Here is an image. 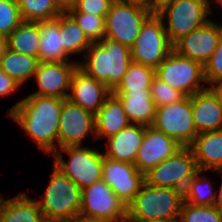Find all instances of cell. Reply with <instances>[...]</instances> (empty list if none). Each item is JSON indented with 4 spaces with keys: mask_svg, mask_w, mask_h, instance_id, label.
<instances>
[{
    "mask_svg": "<svg viewBox=\"0 0 222 222\" xmlns=\"http://www.w3.org/2000/svg\"><path fill=\"white\" fill-rule=\"evenodd\" d=\"M38 24L40 29L39 62H75L69 61L70 55L62 45L60 15L53 19L38 21Z\"/></svg>",
    "mask_w": 222,
    "mask_h": 222,
    "instance_id": "cell-23",
    "label": "cell"
},
{
    "mask_svg": "<svg viewBox=\"0 0 222 222\" xmlns=\"http://www.w3.org/2000/svg\"><path fill=\"white\" fill-rule=\"evenodd\" d=\"M193 151L182 147L173 156L143 173L148 186L174 188L184 192L189 181L199 172Z\"/></svg>",
    "mask_w": 222,
    "mask_h": 222,
    "instance_id": "cell-8",
    "label": "cell"
},
{
    "mask_svg": "<svg viewBox=\"0 0 222 222\" xmlns=\"http://www.w3.org/2000/svg\"><path fill=\"white\" fill-rule=\"evenodd\" d=\"M212 1L215 2V3H219L220 6L222 5V0H211V4H212Z\"/></svg>",
    "mask_w": 222,
    "mask_h": 222,
    "instance_id": "cell-45",
    "label": "cell"
},
{
    "mask_svg": "<svg viewBox=\"0 0 222 222\" xmlns=\"http://www.w3.org/2000/svg\"><path fill=\"white\" fill-rule=\"evenodd\" d=\"M183 201L184 196L181 190L148 186L143 183L139 193L127 205L126 221L178 220Z\"/></svg>",
    "mask_w": 222,
    "mask_h": 222,
    "instance_id": "cell-3",
    "label": "cell"
},
{
    "mask_svg": "<svg viewBox=\"0 0 222 222\" xmlns=\"http://www.w3.org/2000/svg\"><path fill=\"white\" fill-rule=\"evenodd\" d=\"M121 102L130 123L152 126L155 120L156 107L150 89L137 91H113Z\"/></svg>",
    "mask_w": 222,
    "mask_h": 222,
    "instance_id": "cell-21",
    "label": "cell"
},
{
    "mask_svg": "<svg viewBox=\"0 0 222 222\" xmlns=\"http://www.w3.org/2000/svg\"><path fill=\"white\" fill-rule=\"evenodd\" d=\"M21 85L16 82L13 78L9 77L1 68H0V97L9 96L14 93L16 90H19Z\"/></svg>",
    "mask_w": 222,
    "mask_h": 222,
    "instance_id": "cell-38",
    "label": "cell"
},
{
    "mask_svg": "<svg viewBox=\"0 0 222 222\" xmlns=\"http://www.w3.org/2000/svg\"><path fill=\"white\" fill-rule=\"evenodd\" d=\"M68 98L74 104L96 114L112 93L105 84L87 75L79 67L73 73Z\"/></svg>",
    "mask_w": 222,
    "mask_h": 222,
    "instance_id": "cell-18",
    "label": "cell"
},
{
    "mask_svg": "<svg viewBox=\"0 0 222 222\" xmlns=\"http://www.w3.org/2000/svg\"><path fill=\"white\" fill-rule=\"evenodd\" d=\"M114 0H75L67 13H90L106 18Z\"/></svg>",
    "mask_w": 222,
    "mask_h": 222,
    "instance_id": "cell-36",
    "label": "cell"
},
{
    "mask_svg": "<svg viewBox=\"0 0 222 222\" xmlns=\"http://www.w3.org/2000/svg\"><path fill=\"white\" fill-rule=\"evenodd\" d=\"M0 222H46L36 199L26 193L0 202Z\"/></svg>",
    "mask_w": 222,
    "mask_h": 222,
    "instance_id": "cell-25",
    "label": "cell"
},
{
    "mask_svg": "<svg viewBox=\"0 0 222 222\" xmlns=\"http://www.w3.org/2000/svg\"><path fill=\"white\" fill-rule=\"evenodd\" d=\"M83 30L86 37L96 43L105 37V18L90 13H68Z\"/></svg>",
    "mask_w": 222,
    "mask_h": 222,
    "instance_id": "cell-33",
    "label": "cell"
},
{
    "mask_svg": "<svg viewBox=\"0 0 222 222\" xmlns=\"http://www.w3.org/2000/svg\"><path fill=\"white\" fill-rule=\"evenodd\" d=\"M150 90L156 108L178 102L186 96L181 91L171 87L156 76L153 78Z\"/></svg>",
    "mask_w": 222,
    "mask_h": 222,
    "instance_id": "cell-35",
    "label": "cell"
},
{
    "mask_svg": "<svg viewBox=\"0 0 222 222\" xmlns=\"http://www.w3.org/2000/svg\"><path fill=\"white\" fill-rule=\"evenodd\" d=\"M78 62H39L34 73L39 90L30 95L68 98L71 79Z\"/></svg>",
    "mask_w": 222,
    "mask_h": 222,
    "instance_id": "cell-16",
    "label": "cell"
},
{
    "mask_svg": "<svg viewBox=\"0 0 222 222\" xmlns=\"http://www.w3.org/2000/svg\"><path fill=\"white\" fill-rule=\"evenodd\" d=\"M60 35H62V45L64 50L72 56L80 54L90 47L92 42L86 37L83 30L77 25L75 20L66 12L60 14Z\"/></svg>",
    "mask_w": 222,
    "mask_h": 222,
    "instance_id": "cell-28",
    "label": "cell"
},
{
    "mask_svg": "<svg viewBox=\"0 0 222 222\" xmlns=\"http://www.w3.org/2000/svg\"><path fill=\"white\" fill-rule=\"evenodd\" d=\"M58 127V149L66 146L82 145L84 138L95 136V114L63 99Z\"/></svg>",
    "mask_w": 222,
    "mask_h": 222,
    "instance_id": "cell-13",
    "label": "cell"
},
{
    "mask_svg": "<svg viewBox=\"0 0 222 222\" xmlns=\"http://www.w3.org/2000/svg\"><path fill=\"white\" fill-rule=\"evenodd\" d=\"M203 171H199L188 183L183 192L184 201L193 205H214L216 193L212 184L204 176H200Z\"/></svg>",
    "mask_w": 222,
    "mask_h": 222,
    "instance_id": "cell-31",
    "label": "cell"
},
{
    "mask_svg": "<svg viewBox=\"0 0 222 222\" xmlns=\"http://www.w3.org/2000/svg\"><path fill=\"white\" fill-rule=\"evenodd\" d=\"M152 126L176 140L182 147H189L199 134L194 124L191 96L157 107Z\"/></svg>",
    "mask_w": 222,
    "mask_h": 222,
    "instance_id": "cell-12",
    "label": "cell"
},
{
    "mask_svg": "<svg viewBox=\"0 0 222 222\" xmlns=\"http://www.w3.org/2000/svg\"><path fill=\"white\" fill-rule=\"evenodd\" d=\"M158 14H151L142 24L134 45L130 48L133 62L156 69L173 50Z\"/></svg>",
    "mask_w": 222,
    "mask_h": 222,
    "instance_id": "cell-10",
    "label": "cell"
},
{
    "mask_svg": "<svg viewBox=\"0 0 222 222\" xmlns=\"http://www.w3.org/2000/svg\"><path fill=\"white\" fill-rule=\"evenodd\" d=\"M62 103L63 99L59 97L29 95L8 110V117L16 121L48 155L58 149Z\"/></svg>",
    "mask_w": 222,
    "mask_h": 222,
    "instance_id": "cell-1",
    "label": "cell"
},
{
    "mask_svg": "<svg viewBox=\"0 0 222 222\" xmlns=\"http://www.w3.org/2000/svg\"><path fill=\"white\" fill-rule=\"evenodd\" d=\"M7 50V40L4 37L0 36V62L4 57L5 51Z\"/></svg>",
    "mask_w": 222,
    "mask_h": 222,
    "instance_id": "cell-42",
    "label": "cell"
},
{
    "mask_svg": "<svg viewBox=\"0 0 222 222\" xmlns=\"http://www.w3.org/2000/svg\"><path fill=\"white\" fill-rule=\"evenodd\" d=\"M17 2L23 21L49 20L65 11L56 0H18Z\"/></svg>",
    "mask_w": 222,
    "mask_h": 222,
    "instance_id": "cell-29",
    "label": "cell"
},
{
    "mask_svg": "<svg viewBox=\"0 0 222 222\" xmlns=\"http://www.w3.org/2000/svg\"><path fill=\"white\" fill-rule=\"evenodd\" d=\"M152 13L141 0H114L105 18V37L131 48Z\"/></svg>",
    "mask_w": 222,
    "mask_h": 222,
    "instance_id": "cell-5",
    "label": "cell"
},
{
    "mask_svg": "<svg viewBox=\"0 0 222 222\" xmlns=\"http://www.w3.org/2000/svg\"><path fill=\"white\" fill-rule=\"evenodd\" d=\"M23 22L17 1L0 0V36L6 38Z\"/></svg>",
    "mask_w": 222,
    "mask_h": 222,
    "instance_id": "cell-34",
    "label": "cell"
},
{
    "mask_svg": "<svg viewBox=\"0 0 222 222\" xmlns=\"http://www.w3.org/2000/svg\"><path fill=\"white\" fill-rule=\"evenodd\" d=\"M82 189L53 165L43 199L37 200L46 222H69L79 218Z\"/></svg>",
    "mask_w": 222,
    "mask_h": 222,
    "instance_id": "cell-4",
    "label": "cell"
},
{
    "mask_svg": "<svg viewBox=\"0 0 222 222\" xmlns=\"http://www.w3.org/2000/svg\"><path fill=\"white\" fill-rule=\"evenodd\" d=\"M174 0H144L145 7L152 13L158 14Z\"/></svg>",
    "mask_w": 222,
    "mask_h": 222,
    "instance_id": "cell-39",
    "label": "cell"
},
{
    "mask_svg": "<svg viewBox=\"0 0 222 222\" xmlns=\"http://www.w3.org/2000/svg\"><path fill=\"white\" fill-rule=\"evenodd\" d=\"M208 88L212 91V93L215 95L217 101L222 106V82L212 84Z\"/></svg>",
    "mask_w": 222,
    "mask_h": 222,
    "instance_id": "cell-40",
    "label": "cell"
},
{
    "mask_svg": "<svg viewBox=\"0 0 222 222\" xmlns=\"http://www.w3.org/2000/svg\"><path fill=\"white\" fill-rule=\"evenodd\" d=\"M102 180L126 206L139 193L144 183L143 173L137 170L135 164L114 161L105 156L102 164Z\"/></svg>",
    "mask_w": 222,
    "mask_h": 222,
    "instance_id": "cell-15",
    "label": "cell"
},
{
    "mask_svg": "<svg viewBox=\"0 0 222 222\" xmlns=\"http://www.w3.org/2000/svg\"><path fill=\"white\" fill-rule=\"evenodd\" d=\"M154 222H178V220H171V221H154Z\"/></svg>",
    "mask_w": 222,
    "mask_h": 222,
    "instance_id": "cell-46",
    "label": "cell"
},
{
    "mask_svg": "<svg viewBox=\"0 0 222 222\" xmlns=\"http://www.w3.org/2000/svg\"><path fill=\"white\" fill-rule=\"evenodd\" d=\"M69 222H95V221H92V220H85V219H82V218H76V219H73Z\"/></svg>",
    "mask_w": 222,
    "mask_h": 222,
    "instance_id": "cell-44",
    "label": "cell"
},
{
    "mask_svg": "<svg viewBox=\"0 0 222 222\" xmlns=\"http://www.w3.org/2000/svg\"><path fill=\"white\" fill-rule=\"evenodd\" d=\"M191 109L198 133L222 129V106L208 87L191 96Z\"/></svg>",
    "mask_w": 222,
    "mask_h": 222,
    "instance_id": "cell-20",
    "label": "cell"
},
{
    "mask_svg": "<svg viewBox=\"0 0 222 222\" xmlns=\"http://www.w3.org/2000/svg\"><path fill=\"white\" fill-rule=\"evenodd\" d=\"M154 77V68L132 61L123 75L121 83L114 91L150 89Z\"/></svg>",
    "mask_w": 222,
    "mask_h": 222,
    "instance_id": "cell-30",
    "label": "cell"
},
{
    "mask_svg": "<svg viewBox=\"0 0 222 222\" xmlns=\"http://www.w3.org/2000/svg\"><path fill=\"white\" fill-rule=\"evenodd\" d=\"M38 64L37 57L20 54L7 48L1 59L0 68L23 86L30 77L34 76Z\"/></svg>",
    "mask_w": 222,
    "mask_h": 222,
    "instance_id": "cell-27",
    "label": "cell"
},
{
    "mask_svg": "<svg viewBox=\"0 0 222 222\" xmlns=\"http://www.w3.org/2000/svg\"><path fill=\"white\" fill-rule=\"evenodd\" d=\"M204 77L210 85L222 82V33L215 52L204 65Z\"/></svg>",
    "mask_w": 222,
    "mask_h": 222,
    "instance_id": "cell-37",
    "label": "cell"
},
{
    "mask_svg": "<svg viewBox=\"0 0 222 222\" xmlns=\"http://www.w3.org/2000/svg\"><path fill=\"white\" fill-rule=\"evenodd\" d=\"M130 124L120 100L111 93L95 114V136L108 138Z\"/></svg>",
    "mask_w": 222,
    "mask_h": 222,
    "instance_id": "cell-24",
    "label": "cell"
},
{
    "mask_svg": "<svg viewBox=\"0 0 222 222\" xmlns=\"http://www.w3.org/2000/svg\"><path fill=\"white\" fill-rule=\"evenodd\" d=\"M211 0H174L158 15L167 21L164 28L168 39L174 45L191 31L205 25L211 19ZM167 26V27H166Z\"/></svg>",
    "mask_w": 222,
    "mask_h": 222,
    "instance_id": "cell-7",
    "label": "cell"
},
{
    "mask_svg": "<svg viewBox=\"0 0 222 222\" xmlns=\"http://www.w3.org/2000/svg\"><path fill=\"white\" fill-rule=\"evenodd\" d=\"M155 76L186 96H192L207 88L201 84L202 82L206 83L204 66L197 61L179 55L174 50L155 69Z\"/></svg>",
    "mask_w": 222,
    "mask_h": 222,
    "instance_id": "cell-11",
    "label": "cell"
},
{
    "mask_svg": "<svg viewBox=\"0 0 222 222\" xmlns=\"http://www.w3.org/2000/svg\"><path fill=\"white\" fill-rule=\"evenodd\" d=\"M146 126L130 123L117 134L107 138L104 156L108 159L134 164L144 138Z\"/></svg>",
    "mask_w": 222,
    "mask_h": 222,
    "instance_id": "cell-19",
    "label": "cell"
},
{
    "mask_svg": "<svg viewBox=\"0 0 222 222\" xmlns=\"http://www.w3.org/2000/svg\"><path fill=\"white\" fill-rule=\"evenodd\" d=\"M56 1L64 10L71 7L73 4V0H56Z\"/></svg>",
    "mask_w": 222,
    "mask_h": 222,
    "instance_id": "cell-43",
    "label": "cell"
},
{
    "mask_svg": "<svg viewBox=\"0 0 222 222\" xmlns=\"http://www.w3.org/2000/svg\"><path fill=\"white\" fill-rule=\"evenodd\" d=\"M78 67L113 92L132 62L130 48L111 39L92 43Z\"/></svg>",
    "mask_w": 222,
    "mask_h": 222,
    "instance_id": "cell-2",
    "label": "cell"
},
{
    "mask_svg": "<svg viewBox=\"0 0 222 222\" xmlns=\"http://www.w3.org/2000/svg\"><path fill=\"white\" fill-rule=\"evenodd\" d=\"M189 147L200 171H222V129L199 133Z\"/></svg>",
    "mask_w": 222,
    "mask_h": 222,
    "instance_id": "cell-22",
    "label": "cell"
},
{
    "mask_svg": "<svg viewBox=\"0 0 222 222\" xmlns=\"http://www.w3.org/2000/svg\"><path fill=\"white\" fill-rule=\"evenodd\" d=\"M64 152L69 155L68 162L63 159ZM53 157V165L81 189L102 180L104 153L98 150L83 145L66 146L55 150Z\"/></svg>",
    "mask_w": 222,
    "mask_h": 222,
    "instance_id": "cell-6",
    "label": "cell"
},
{
    "mask_svg": "<svg viewBox=\"0 0 222 222\" xmlns=\"http://www.w3.org/2000/svg\"><path fill=\"white\" fill-rule=\"evenodd\" d=\"M221 33L222 25L210 20L178 40L173 50L204 66L215 52Z\"/></svg>",
    "mask_w": 222,
    "mask_h": 222,
    "instance_id": "cell-14",
    "label": "cell"
},
{
    "mask_svg": "<svg viewBox=\"0 0 222 222\" xmlns=\"http://www.w3.org/2000/svg\"><path fill=\"white\" fill-rule=\"evenodd\" d=\"M178 222H222L214 205H193L183 201Z\"/></svg>",
    "mask_w": 222,
    "mask_h": 222,
    "instance_id": "cell-32",
    "label": "cell"
},
{
    "mask_svg": "<svg viewBox=\"0 0 222 222\" xmlns=\"http://www.w3.org/2000/svg\"><path fill=\"white\" fill-rule=\"evenodd\" d=\"M7 48L28 56L38 58L40 29L38 22L23 21L6 37Z\"/></svg>",
    "mask_w": 222,
    "mask_h": 222,
    "instance_id": "cell-26",
    "label": "cell"
},
{
    "mask_svg": "<svg viewBox=\"0 0 222 222\" xmlns=\"http://www.w3.org/2000/svg\"><path fill=\"white\" fill-rule=\"evenodd\" d=\"M219 173L222 174V171H219ZM217 192L218 193H216V201L214 207L217 210V212L222 216V182L219 187V191Z\"/></svg>",
    "mask_w": 222,
    "mask_h": 222,
    "instance_id": "cell-41",
    "label": "cell"
},
{
    "mask_svg": "<svg viewBox=\"0 0 222 222\" xmlns=\"http://www.w3.org/2000/svg\"><path fill=\"white\" fill-rule=\"evenodd\" d=\"M127 206L103 180L82 189L79 218L95 222H124Z\"/></svg>",
    "mask_w": 222,
    "mask_h": 222,
    "instance_id": "cell-9",
    "label": "cell"
},
{
    "mask_svg": "<svg viewBox=\"0 0 222 222\" xmlns=\"http://www.w3.org/2000/svg\"><path fill=\"white\" fill-rule=\"evenodd\" d=\"M182 146L153 126L145 128L144 138L136 154L135 166L141 173L154 168L166 158L173 156Z\"/></svg>",
    "mask_w": 222,
    "mask_h": 222,
    "instance_id": "cell-17",
    "label": "cell"
}]
</instances>
